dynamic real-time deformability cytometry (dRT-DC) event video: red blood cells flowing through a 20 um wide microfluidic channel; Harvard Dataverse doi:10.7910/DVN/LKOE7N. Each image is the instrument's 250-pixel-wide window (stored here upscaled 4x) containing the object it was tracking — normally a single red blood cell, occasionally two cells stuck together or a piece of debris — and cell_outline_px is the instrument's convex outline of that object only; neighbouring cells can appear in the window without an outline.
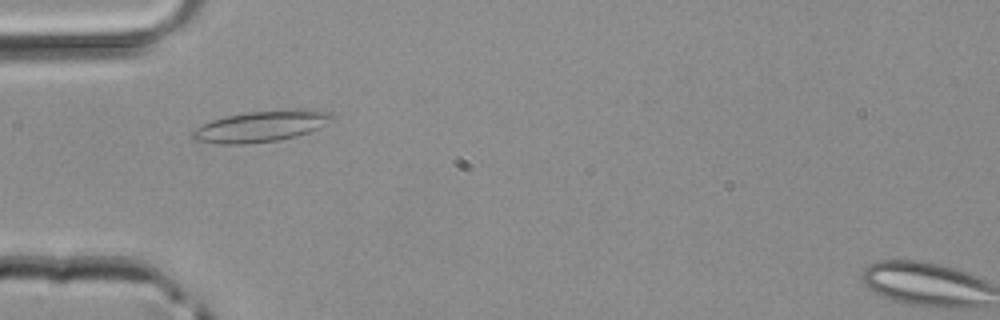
{"species": "common noctule bat (a hibernating species)", "species_latin": "Nyctalus noctula", "temperature_condition": "room temperature", "stored_images_in_passage": 37, "camera_frame_rate_fps": 3000, "um_per_image_px": 0.085, "animal": {"sex": "male", "body_mass_g": 20.4}, "frame": {"image": 1, "passage_image": 6, "time_ms": 1.667, "image_size_px": [1000, 320], "cell_outline_px": [[336, 116], [324, 124], [308, 132], [296, 136], [276, 140], [244, 144], [220, 144], [192, 140], [192, 132], [196, 128], [212, 120], [224, 116], [248, 112], [296, 108], [312, 108], [332, 112]], "centroid_in_image_um": [22.22, 10.71], "position_along_channel_um": 62.8, "area_um2": 25.37}}
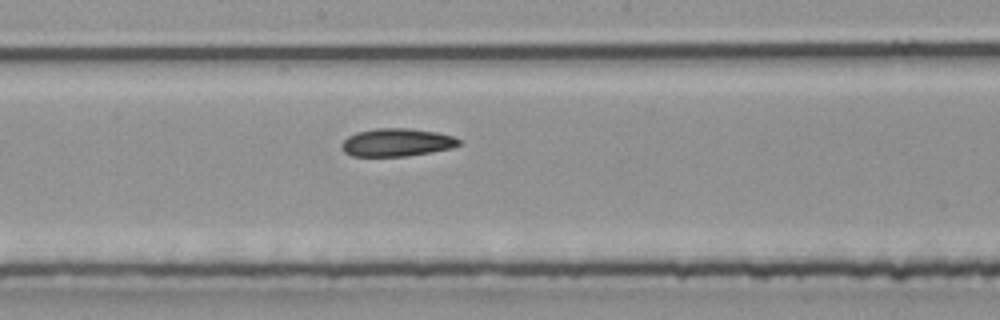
{"frame": {"image": 2, "passage_image": 16, "time_ms": 5.0, "image_size_px": [1000, 320], "cell_outline_px": [[460, 144], [452, 148], [432, 152], [408, 156], [352, 156], [344, 152], [340, 148], [340, 144], [348, 136], [356, 132], [376, 128], [408, 128], [436, 132], [456, 136], [460, 140]], "centroid_in_image_um": [33.72, 12.1], "position_along_channel_um": 214.5, "area_um2": 19.31}}
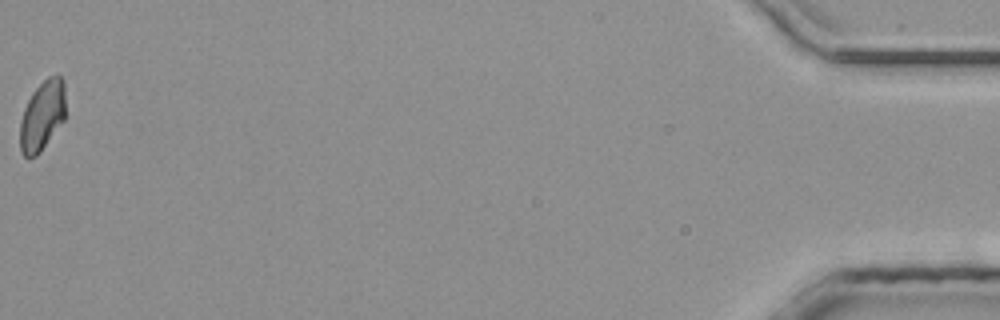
{"frame": {"image": 3, "passage_image": 37, "time_ms": 12.0, "image_size_px": [1000, 320], "cell_outline_px": [[64, 120], [40, 152], [36, 156], [24, 156], [20, 152], [20, 120], [24, 108], [32, 92], [48, 76], [56, 72], [64, 80]], "centroid_in_image_um": [3.58, 9.8], "position_along_channel_um": 431.6, "area_um2": 18.55}}